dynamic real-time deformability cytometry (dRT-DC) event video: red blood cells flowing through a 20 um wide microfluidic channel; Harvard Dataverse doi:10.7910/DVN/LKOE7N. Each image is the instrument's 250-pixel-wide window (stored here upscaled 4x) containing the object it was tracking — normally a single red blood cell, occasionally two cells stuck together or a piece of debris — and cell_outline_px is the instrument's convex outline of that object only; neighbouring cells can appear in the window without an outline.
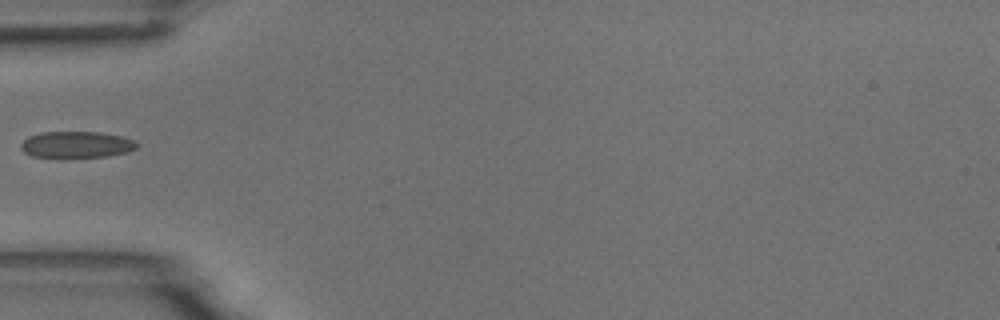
{"species": "common noctule bat (a hibernating species)", "species_latin": "Nyctalus noctula", "temperature_condition": "room temperature", "stored_images_in_passage": 6, "camera_frame_rate_fps": 3000, "um_per_image_px": 0.085, "animal": {"sex": "male", "body_mass_g": 18.8}, "frame": {"image": 1, "passage_image": 5, "time_ms": 4.667, "image_size_px": [1000, 320], "cell_outline_px": [[136, 148], [128, 152], [108, 156], [68, 160], [60, 160], [32, 156], [24, 152], [20, 148], [20, 144], [28, 136], [40, 132], [100, 132], [120, 136], [136, 140]], "centroid_in_image_um": [6.45, 12.34], "position_along_channel_um": 78.6, "area_um2": 18.79}}